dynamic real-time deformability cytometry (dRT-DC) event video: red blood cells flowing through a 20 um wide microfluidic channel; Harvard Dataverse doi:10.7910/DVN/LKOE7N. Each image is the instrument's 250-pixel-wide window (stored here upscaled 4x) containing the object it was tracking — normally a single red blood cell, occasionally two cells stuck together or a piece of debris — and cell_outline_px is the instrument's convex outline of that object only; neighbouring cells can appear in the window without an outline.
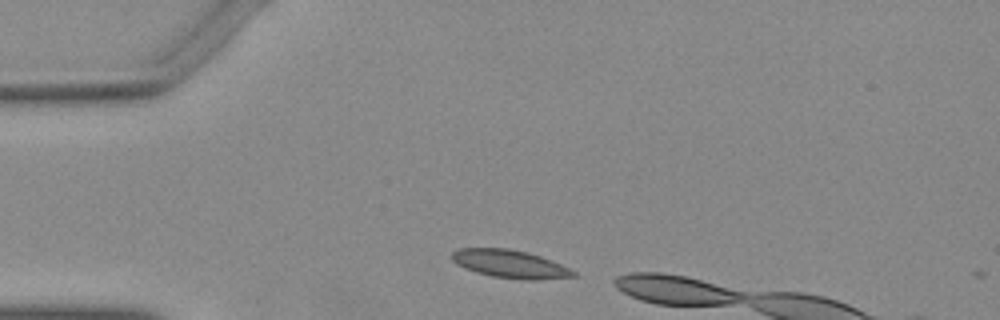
{"species": "Egyptian fruit bat (a non-hibernating species)", "species_latin": "Rousettus aegyptiacus", "temperature_condition": "warm", "stored_images_in_passage": 4, "camera_frame_rate_fps": 3000, "um_per_image_px": 0.085, "animal": {"sex": "female"}, "frame": {"image": 1, "passage_image": 1, "time_ms": 0.0, "image_size_px": [1000, 320], "cell_outline_px": [[576, 276], [536, 280], [524, 280], [492, 276], [476, 272], [464, 268], [456, 264], [452, 260], [452, 252], [460, 248], [508, 248], [528, 252], [540, 256], [572, 268], [576, 272]], "centroid_in_image_um": [43.37, 22.44], "position_along_channel_um": 41.6, "area_um2": 19.94}}